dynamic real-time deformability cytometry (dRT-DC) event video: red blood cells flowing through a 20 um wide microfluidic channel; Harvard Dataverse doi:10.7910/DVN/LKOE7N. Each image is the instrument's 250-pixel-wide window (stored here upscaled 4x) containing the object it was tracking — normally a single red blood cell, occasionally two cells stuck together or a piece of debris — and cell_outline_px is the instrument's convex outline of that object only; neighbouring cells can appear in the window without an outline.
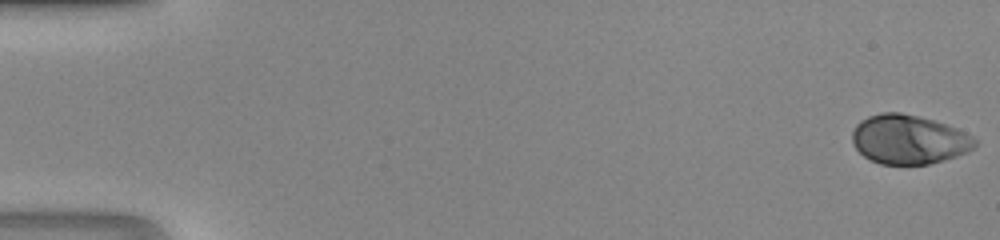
{"species": "human", "species_latin": "Homo sapiens", "temperature_condition": "room temperature", "stored_images_in_passage": 48, "camera_frame_rate_fps": 3000, "um_per_image_px": 0.085, "donor": {"sex": "male"}, "frame": {"image": 1, "passage_image": 1, "time_ms": 0.0, "image_size_px": [1000, 240], "cell_outline_px": [[976, 148], [968, 152], [944, 160], [928, 164], [880, 164], [864, 156], [852, 144], [852, 132], [856, 124], [860, 120], [868, 116], [880, 112], [900, 112], [932, 120], [956, 128], [972, 136], [976, 140]], "centroid_in_image_um": [77.23, 11.85], "position_along_channel_um": 7.8, "area_um2": 35.14}}
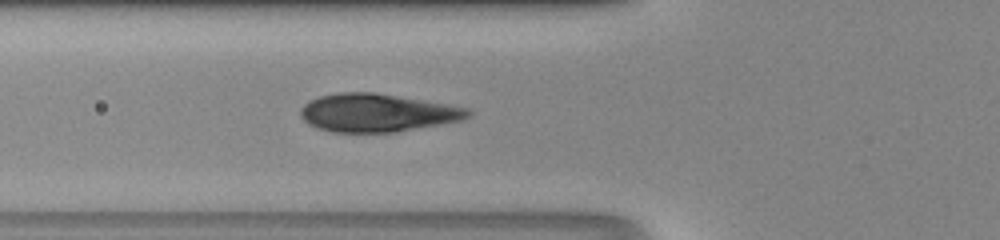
{"frame": {"image": 2, "passage_image": 19, "time_ms": 6.0, "image_size_px": [1000, 240], "cell_outline_px": [[472, 116], [464, 120], [396, 132], [332, 132], [316, 128], [308, 124], [300, 116], [300, 108], [308, 100], [320, 96], [336, 92], [376, 92], [448, 104], [468, 108], [472, 112]], "centroid_in_image_um": [32.06, 9.58], "position_along_channel_um": 93.7, "area_um2": 37.57}}
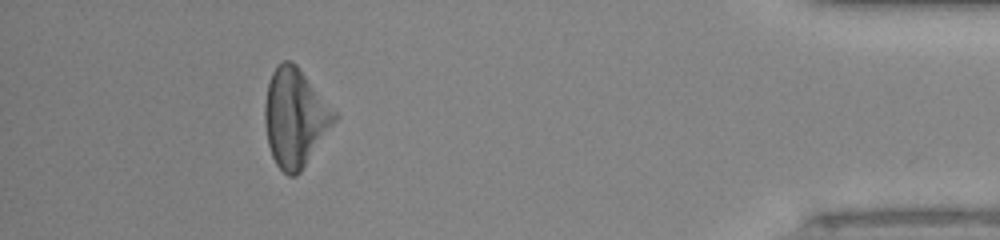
{"frame": {"image": 3, "passage_image": 44, "time_ms": 14.333, "image_size_px": [1000, 240], "cell_outline_px": [[340, 116], [300, 172], [296, 176], [288, 176], [276, 164], [272, 156], [268, 144], [264, 124], [264, 104], [268, 84], [272, 72], [276, 64], [284, 60], [292, 60], [296, 64]], "centroid_in_image_um": [25.08, 9.98], "position_along_channel_um": 410.1, "area_um2": 40.0}}